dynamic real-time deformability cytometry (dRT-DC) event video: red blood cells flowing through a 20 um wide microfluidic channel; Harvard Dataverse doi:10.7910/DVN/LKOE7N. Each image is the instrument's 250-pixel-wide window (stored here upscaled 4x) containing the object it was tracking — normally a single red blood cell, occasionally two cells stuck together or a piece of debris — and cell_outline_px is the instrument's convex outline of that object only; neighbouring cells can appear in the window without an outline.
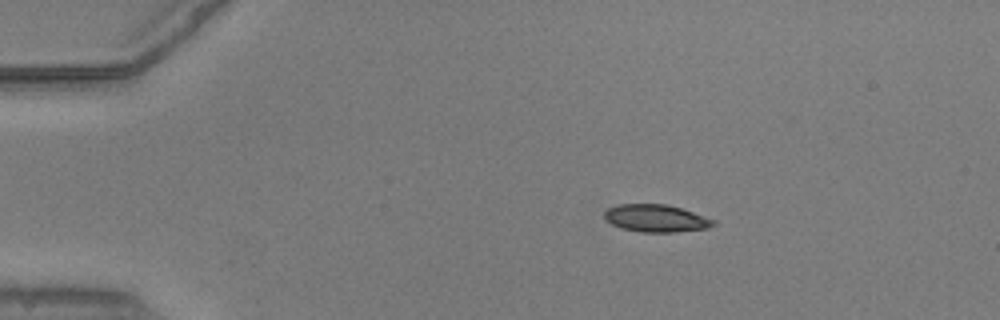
{"species": "common noctule bat (a hibernating species)", "species_latin": "Nyctalus noctula", "temperature_condition": "warm", "stored_images_in_passage": 5, "camera_frame_rate_fps": 3000, "um_per_image_px": 0.085, "animal": {"sex": "male", "body_mass_g": 20.5, "forearm_length_mm": 52.5}, "frame": {"image": 1, "passage_image": 1, "time_ms": 0.0, "image_size_px": [1000, 320], "cell_outline_px": [[716, 224], [708, 228], [676, 232], [640, 232], [624, 228], [612, 224], [604, 220], [604, 212], [608, 208], [620, 204], [668, 204], [716, 220]], "centroid_in_image_um": [55.76, 18.55], "position_along_channel_um": 29.2, "area_um2": 17.4}}